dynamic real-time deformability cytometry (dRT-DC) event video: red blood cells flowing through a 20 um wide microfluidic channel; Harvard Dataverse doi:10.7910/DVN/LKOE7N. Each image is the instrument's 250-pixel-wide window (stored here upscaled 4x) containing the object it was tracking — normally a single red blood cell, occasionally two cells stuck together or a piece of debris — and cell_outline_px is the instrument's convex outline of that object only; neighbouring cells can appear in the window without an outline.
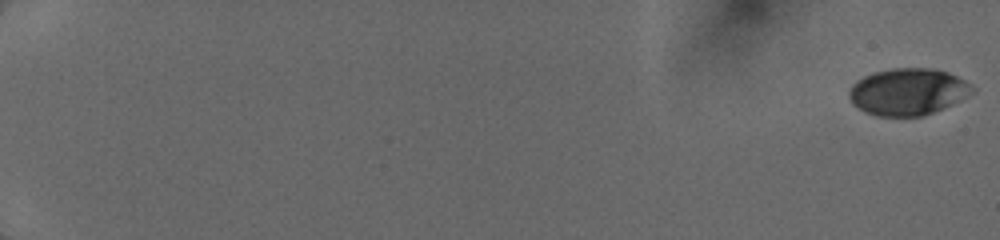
{"species": "human", "species_latin": "Homo sapiens", "temperature_condition": "cold", "stored_images_in_passage": 58, "camera_frame_rate_fps": 3000, "um_per_image_px": 0.085, "donor": {"sex": "female"}, "frame": {"image": 1, "passage_image": 1, "time_ms": 0.0, "image_size_px": [1000, 240], "cell_outline_px": [[976, 92], [960, 100], [932, 112], [920, 116], [880, 116], [868, 112], [860, 108], [848, 96], [848, 88], [856, 80], [864, 76], [876, 72], [892, 68], [932, 68], [948, 72], [972, 84], [976, 88]], "centroid_in_image_um": [77.2, 7.77], "position_along_channel_um": 7.8, "area_um2": 33.41}}
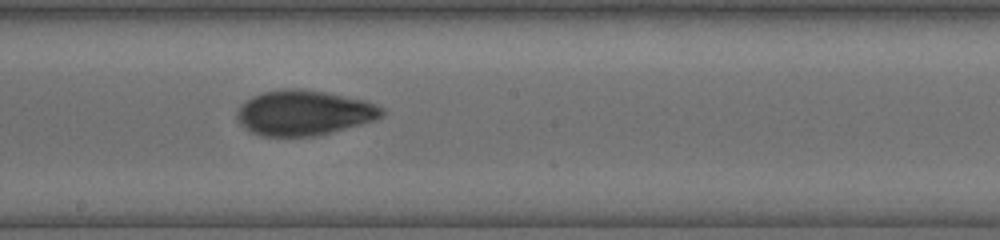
{"frame": {"image": 2, "passage_image": 36, "time_ms": 10.667, "image_size_px": [1000, 240], "cell_outline_px": [[384, 116], [360, 124], [316, 136], [264, 136], [252, 132], [240, 124], [236, 116], [236, 112], [240, 104], [252, 96], [264, 92], [280, 88], [300, 88], [324, 92], [364, 100], [376, 104], [384, 108]], "centroid_in_image_um": [25.81, 9.58], "position_along_channel_um": 222.4, "area_um2": 38.03}}
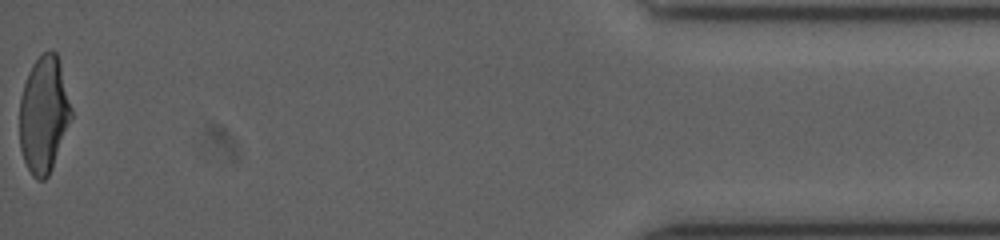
{"frame": {"image": 3, "passage_image": 58, "time_ms": 17.333, "image_size_px": [1000, 240], "cell_outline_px": [[72, 116], [52, 168], [48, 176], [44, 180], [36, 180], [32, 176], [24, 160], [20, 148], [20, 96], [28, 72], [32, 64], [48, 48], [56, 52], [60, 64], [72, 108]], "centroid_in_image_um": [3.72, 9.73], "position_along_channel_um": 431.5, "area_um2": 35.03}}